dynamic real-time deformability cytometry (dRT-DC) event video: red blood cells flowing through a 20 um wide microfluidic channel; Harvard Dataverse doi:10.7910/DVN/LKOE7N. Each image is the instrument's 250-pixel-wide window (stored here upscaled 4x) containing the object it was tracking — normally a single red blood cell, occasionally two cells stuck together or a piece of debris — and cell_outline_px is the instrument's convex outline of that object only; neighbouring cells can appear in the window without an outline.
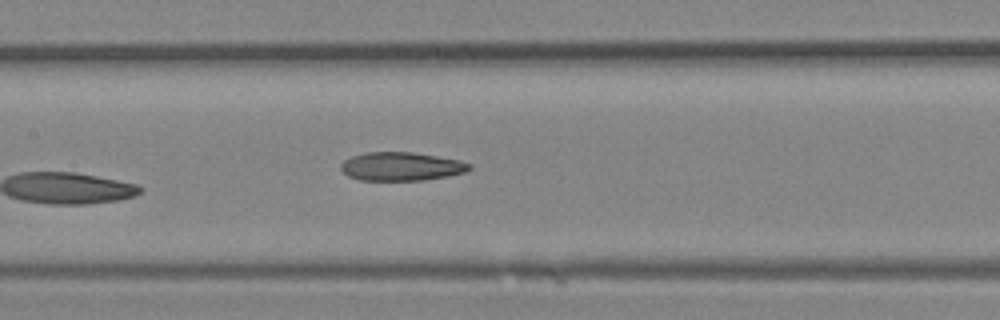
{"species": "Egyptian fruit bat (a non-hibernating species)", "species_latin": "Rousettus aegyptiacus", "temperature_condition": "room temperature", "stored_images_in_passage": 14, "camera_frame_rate_fps": 3000, "um_per_image_px": 0.085, "animal": {"sex": "female"}, "frame": {"image": 1, "passage_image": 14, "time_ms": 4.333, "image_size_px": [1000, 320], "cell_outline_px": [[472, 168], [464, 172], [448, 176], [424, 180], [360, 180], [348, 176], [340, 168], [340, 164], [344, 160], [352, 156], [364, 152], [412, 152], [460, 160], [472, 164]], "centroid_in_image_um": [34.1, 14.14], "position_along_channel_um": 173.3, "area_um2": 21.39}}